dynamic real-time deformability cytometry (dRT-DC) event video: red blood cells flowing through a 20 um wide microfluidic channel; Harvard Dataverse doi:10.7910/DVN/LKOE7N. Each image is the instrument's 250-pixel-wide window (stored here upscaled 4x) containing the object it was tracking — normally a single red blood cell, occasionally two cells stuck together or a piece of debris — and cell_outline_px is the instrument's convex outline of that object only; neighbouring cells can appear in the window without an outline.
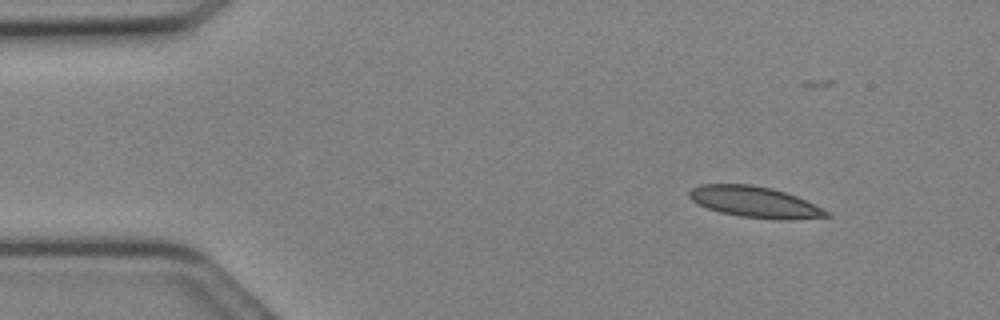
{"species": "Egyptian fruit bat (a non-hibernating species)", "species_latin": "Rousettus aegyptiacus", "temperature_condition": "cold", "stored_images_in_passage": 8, "camera_frame_rate_fps": 3000, "um_per_image_px": 0.085, "animal": {"sex": "female"}, "frame": {"image": 1, "passage_image": 1, "time_ms": 0.0, "image_size_px": [1000, 320], "cell_outline_px": [[832, 216], [788, 220], [776, 220], [740, 216], [720, 212], [708, 208], [692, 200], [688, 196], [688, 192], [692, 188], [700, 184], [752, 184], [772, 188], [796, 196], [832, 212]], "centroid_in_image_um": [64.19, 17.17], "position_along_channel_um": 20.8, "area_um2": 24.91}}
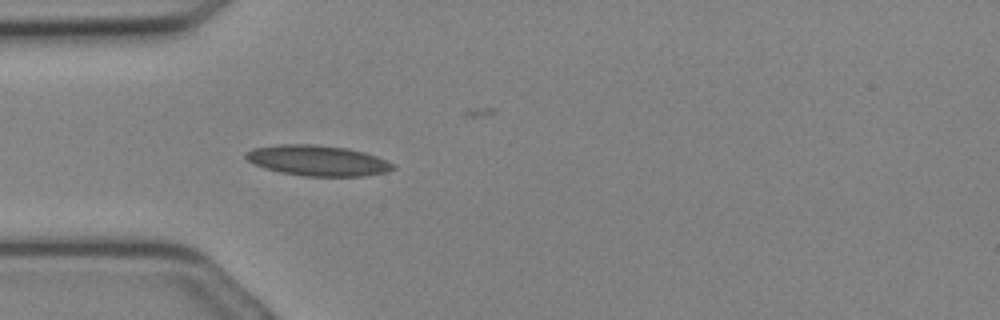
{"frame": {"image": 2, "passage_image": 6, "time_ms": 1.667, "image_size_px": [1000, 320], "cell_outline_px": [[396, 168], [388, 172], [360, 176], [304, 176], [280, 172], [264, 168], [252, 164], [244, 156], [244, 152], [252, 148], [280, 144], [316, 144], [348, 148], [364, 152], [376, 156], [392, 164]], "centroid_in_image_um": [26.95, 13.64], "position_along_channel_um": 58.1, "area_um2": 26.3}}